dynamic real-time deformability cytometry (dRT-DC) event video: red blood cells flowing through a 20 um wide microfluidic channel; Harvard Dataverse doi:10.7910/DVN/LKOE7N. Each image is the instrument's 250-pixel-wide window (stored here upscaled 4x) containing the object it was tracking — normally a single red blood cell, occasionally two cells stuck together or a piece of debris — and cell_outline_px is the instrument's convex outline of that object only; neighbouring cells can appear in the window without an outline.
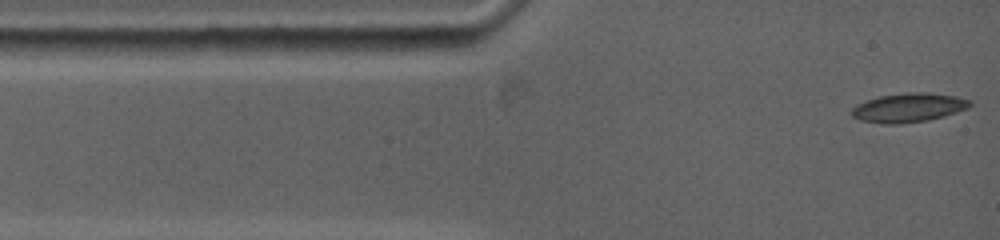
{"species": "common noctule bat (a hibernating species)", "species_latin": "Nyctalus noctula", "temperature_condition": "warm", "stored_images_in_passage": 59, "camera_frame_rate_fps": 5000, "um_per_image_px": 0.085, "animal": {"sex": "female", "body_mass_g": 19.0, "forearm_length_mm": 53.3}, "frame": {"image": 1, "passage_image": 1, "time_ms": 0.0, "image_size_px": [1000, 240], "cell_outline_px": [[972, 104], [968, 108], [944, 116], [928, 120], [900, 124], [884, 124], [860, 120], [852, 116], [848, 112], [852, 108], [868, 100], [880, 96], [956, 96], [972, 100]], "centroid_in_image_um": [77.19, 9.23], "position_along_channel_um": 7.8, "area_um2": 18.67}}
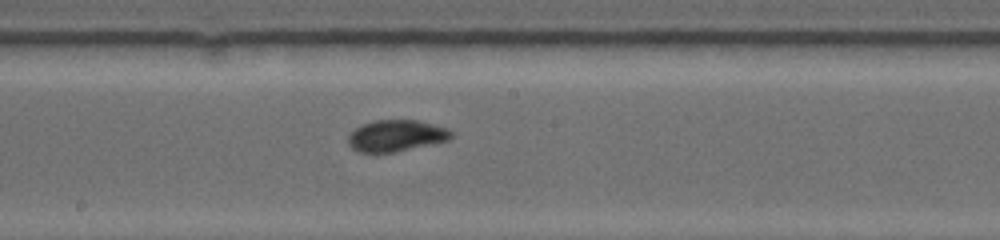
{"frame": {"image": 2, "passage_image": 34, "time_ms": 6.6, "image_size_px": [1000, 240], "cell_outline_px": [[452, 136], [448, 140], [392, 152], [360, 152], [352, 148], [348, 140], [348, 136], [356, 128], [364, 124], [376, 120], [420, 120], [448, 128], [452, 132]], "centroid_in_image_um": [33.69, 11.52], "position_along_channel_um": 214.5, "area_um2": 18.55}}
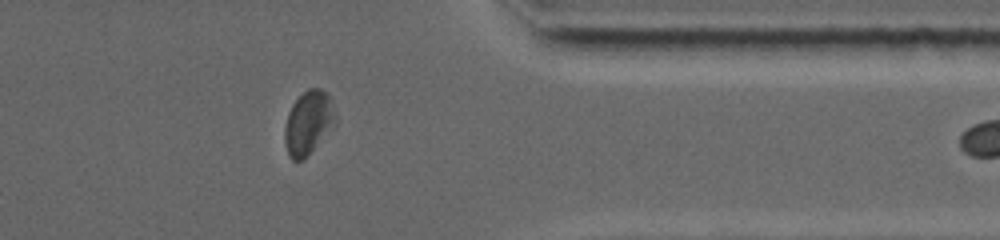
{"frame": {"image": 3, "passage_image": 58, "time_ms": 11.4, "image_size_px": [1000, 240], "cell_outline_px": [[336, 124], [304, 160], [292, 160], [288, 156], [284, 140], [284, 128], [288, 112], [292, 104], [308, 88], [320, 88], [328, 92], [336, 116]], "centroid_in_image_um": [26.21, 10.44], "position_along_channel_um": 385.2, "area_um2": 19.02}}